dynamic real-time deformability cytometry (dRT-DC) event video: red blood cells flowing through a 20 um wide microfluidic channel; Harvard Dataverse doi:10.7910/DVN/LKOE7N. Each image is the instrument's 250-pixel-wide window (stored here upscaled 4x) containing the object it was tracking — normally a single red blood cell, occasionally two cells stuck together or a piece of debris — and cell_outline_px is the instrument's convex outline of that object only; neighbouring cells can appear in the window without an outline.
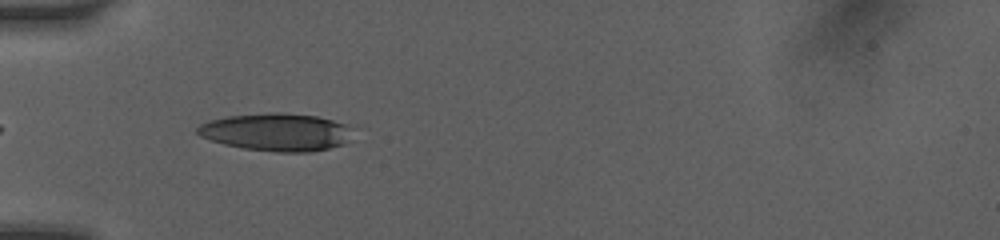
{"species": "human", "species_latin": "Homo sapiens", "temperature_condition": "room temperature", "stored_images_in_passage": 10, "segment_of_instrument_passage": [2, 2], "camera_frame_rate_fps": 3000, "um_per_image_px": 0.085, "donor": {"sex": "female"}, "frame": {"image": 1, "passage_image": 7, "time_ms": 5.0, "image_size_px": [1000, 240], "cell_outline_px": [[348, 124], [344, 144], [312, 152], [276, 152], [244, 148], [224, 144], [200, 136], [196, 132], [196, 128], [200, 124], [208, 120], [228, 116], [268, 112], [280, 112], [316, 116]], "centroid_in_image_um": [23.41, 11.22], "position_along_channel_um": 61.6, "area_um2": 33.76}}
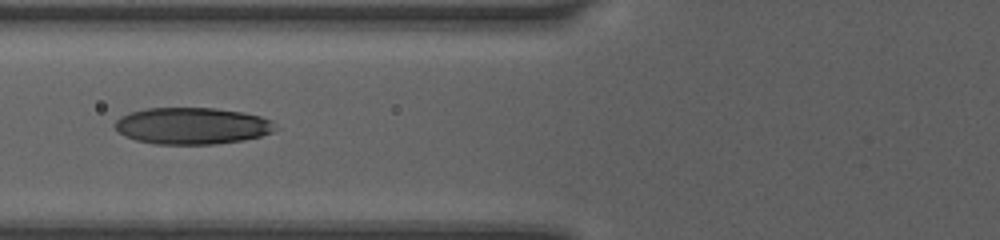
{"frame": {"image": 2, "passage_image": 8, "time_ms": 6.333, "image_size_px": [1000, 240], "cell_outline_px": [[280, 128], [272, 132], [260, 136], [244, 140], [212, 144], [156, 144], [136, 140], [124, 136], [112, 124], [120, 116], [132, 112], [148, 108], [216, 108], [244, 112], [260, 116], [272, 120]], "centroid_in_image_um": [16.36, 10.69], "position_along_channel_um": 109.4, "area_um2": 34.51}}
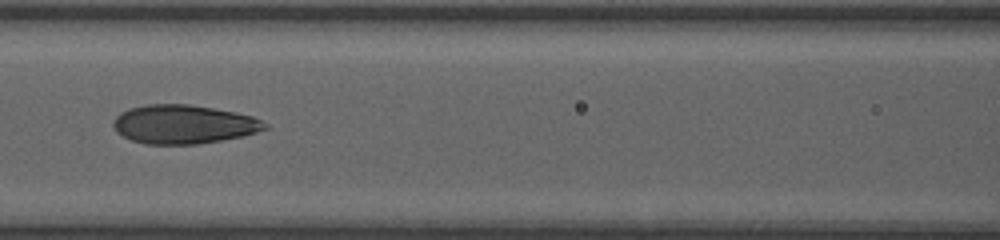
{"frame": {"image": 3, "passage_image": 9, "time_ms": 7.333, "image_size_px": [1000, 240], "cell_outline_px": [[268, 128], [244, 136], [196, 144], [144, 144], [132, 140], [116, 132], [112, 124], [112, 120], [120, 112], [132, 108], [148, 104], [188, 104], [236, 112], [252, 116], [268, 124]], "centroid_in_image_um": [15.59, 10.56], "position_along_channel_um": 151.0, "area_um2": 34.22}}